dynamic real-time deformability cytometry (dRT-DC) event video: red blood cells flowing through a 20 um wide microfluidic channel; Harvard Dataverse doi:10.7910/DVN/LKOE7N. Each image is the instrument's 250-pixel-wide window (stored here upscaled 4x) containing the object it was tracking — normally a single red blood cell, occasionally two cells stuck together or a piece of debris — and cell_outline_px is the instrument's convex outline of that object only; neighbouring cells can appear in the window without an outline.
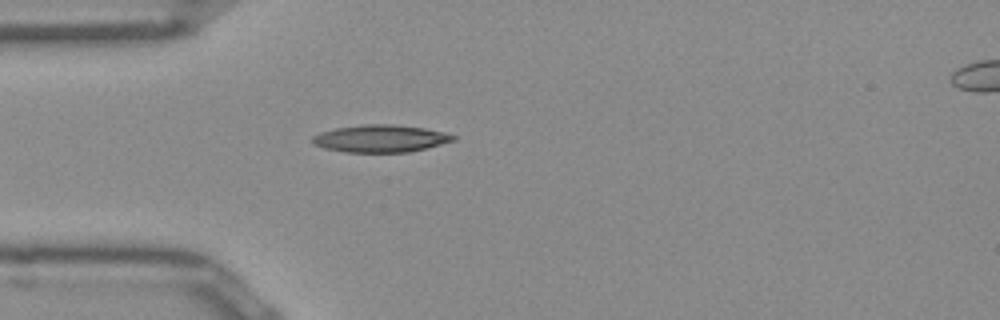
{"species": "Egyptian fruit bat (a non-hibernating species)", "species_latin": "Rousettus aegyptiacus", "temperature_condition": "room temperature", "stored_images_in_passage": 38, "camera_frame_rate_fps": 3000, "um_per_image_px": 0.085, "frame": {"image": 1, "passage_image": 1, "time_ms": 0.0, "image_size_px": [1000, 320], "cell_outline_px": [[456, 140], [408, 152], [344, 152], [324, 148], [312, 144], [312, 136], [320, 132], [336, 128], [364, 124], [392, 124], [424, 128], [444, 132], [456, 136]], "centroid_in_image_um": [32.31, 11.77], "position_along_channel_um": 52.7, "area_um2": 22.37}}
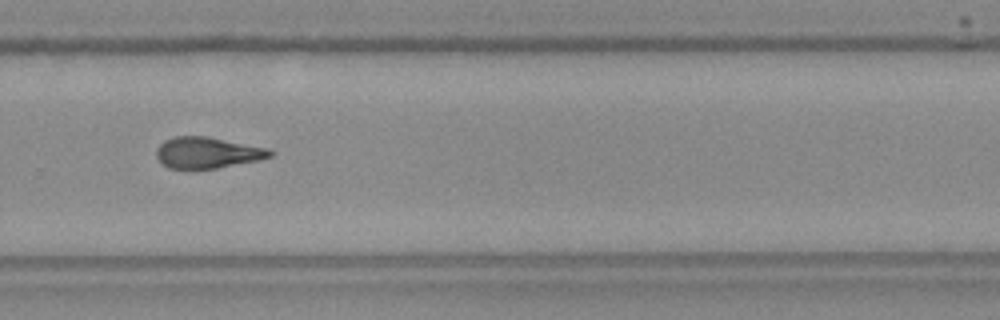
{"frame": {"image": 2, "passage_image": 21, "time_ms": 6.667, "image_size_px": [1000, 320], "cell_outline_px": [[276, 152], [272, 156], [260, 160], [216, 168], [188, 172], [168, 168], [156, 156], [156, 148], [164, 140], [176, 136], [208, 136], [268, 148]], "centroid_in_image_um": [17.61, 13.01], "position_along_channel_um": 312.2, "area_um2": 21.33}}
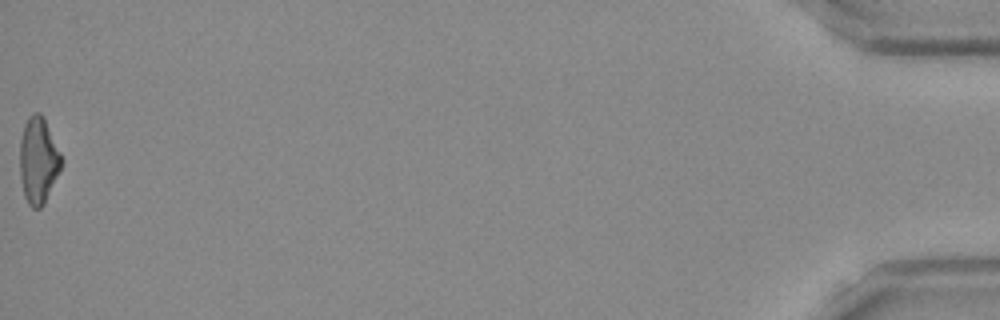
{"frame": {"image": 3, "passage_image": 38, "time_ms": 12.333, "image_size_px": [1000, 320], "cell_outline_px": [[64, 164], [44, 204], [40, 208], [32, 208], [28, 204], [24, 196], [20, 176], [20, 140], [24, 124], [28, 116], [32, 112], [40, 112], [44, 116], [64, 160]], "centroid_in_image_um": [3.28, 13.61], "position_along_channel_um": 431.9, "area_um2": 21.39}, "authors_computed_cell_mechanics": {"area_um2": 21.0392, "velocity_mm_per_s": 3.9829, "shape_relaxation_time_tau1_ms": 5.4121, "shape_relaxation_time_tau2_ms": 3.7142, "deformation_change_tau1": 0.1936, "deformation_change_tau2": 0.1254}}